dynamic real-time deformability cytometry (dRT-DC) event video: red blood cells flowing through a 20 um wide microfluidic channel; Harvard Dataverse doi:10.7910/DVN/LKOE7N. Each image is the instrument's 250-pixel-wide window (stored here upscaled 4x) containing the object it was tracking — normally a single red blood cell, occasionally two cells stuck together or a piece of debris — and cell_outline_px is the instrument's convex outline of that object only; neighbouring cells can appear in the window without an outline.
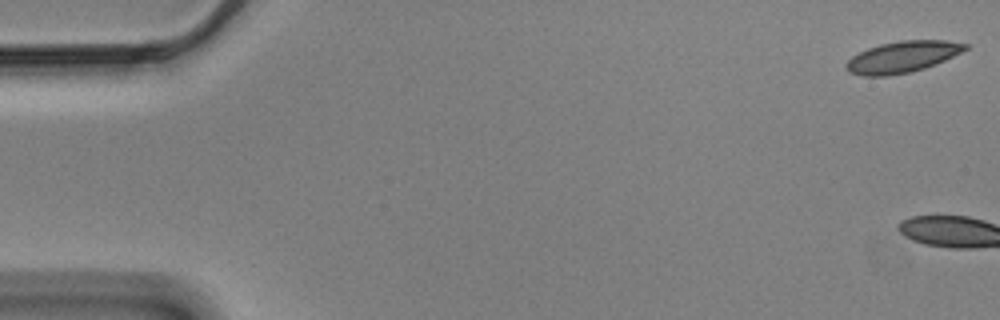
{"species": "Egyptian fruit bat (a non-hibernating species)", "species_latin": "Rousettus aegyptiacus", "temperature_condition": "cold", "stored_images_in_passage": 9, "camera_frame_rate_fps": 3000, "um_per_image_px": 0.085, "animal": {"sex": "male"}, "frame": {"image": 1, "passage_image": 1, "time_ms": 0.0, "image_size_px": [1000, 320], "cell_outline_px": [[968, 48], [944, 60], [924, 68], [912, 72], [888, 76], [864, 76], [848, 72], [844, 68], [844, 64], [852, 56], [868, 48], [880, 44], [900, 40], [944, 40], [968, 44]], "centroid_in_image_um": [76.65, 4.84], "position_along_channel_um": 8.4, "area_um2": 21.73}}